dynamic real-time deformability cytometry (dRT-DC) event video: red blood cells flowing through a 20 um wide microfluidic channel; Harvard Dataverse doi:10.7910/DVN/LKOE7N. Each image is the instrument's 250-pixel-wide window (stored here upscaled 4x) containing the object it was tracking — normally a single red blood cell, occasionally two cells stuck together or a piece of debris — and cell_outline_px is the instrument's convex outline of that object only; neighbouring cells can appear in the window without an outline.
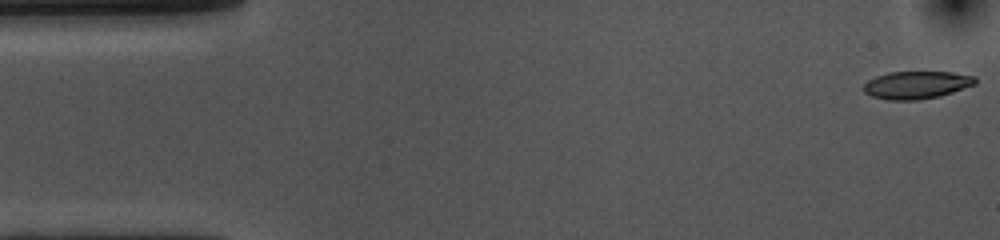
{"species": "common noctule bat (a hibernating species)", "species_latin": "Nyctalus noctula", "temperature_condition": "cold", "stored_images_in_passage": 54, "camera_frame_rate_fps": 3000, "um_per_image_px": 0.085, "animal": {"sex": "female", "body_mass_g": 10.0, "forearm_length_mm": 53.1}, "frame": {"image": 1, "passage_image": 1, "time_ms": 0.0, "image_size_px": [1000, 240], "cell_outline_px": [[976, 84], [940, 96], [920, 100], [888, 100], [872, 96], [864, 92], [864, 84], [868, 80], [876, 76], [888, 72], [952, 72], [976, 76]], "centroid_in_image_um": [77.91, 7.22], "position_along_channel_um": 7.1, "area_um2": 18.03}}
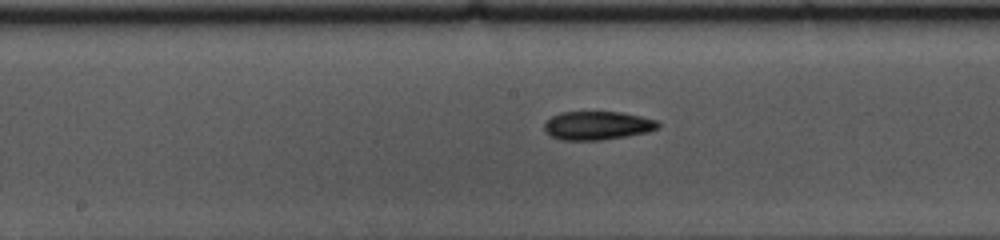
{"frame": {"image": 2, "passage_image": 26, "time_ms": 8.333, "image_size_px": [1000, 240], "cell_outline_px": [[660, 128], [648, 132], [628, 136], [600, 140], [564, 140], [552, 136], [544, 132], [544, 124], [552, 116], [560, 112], [624, 112], [656, 120], [660, 124]], "centroid_in_image_um": [50.8, 10.67], "position_along_channel_um": 197.4, "area_um2": 19.02}}
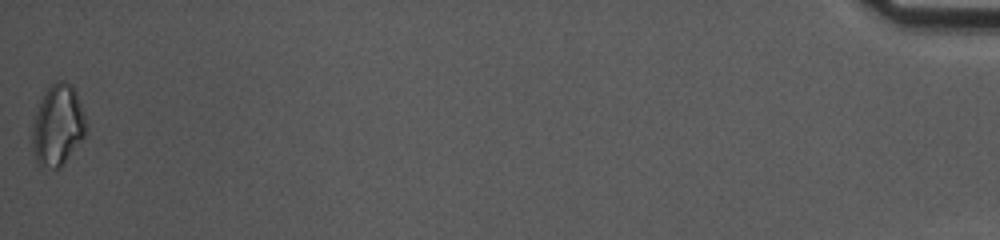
{"frame": {"image": 3, "passage_image": 54, "time_ms": 17.667, "image_size_px": [1000, 240], "cell_outline_px": [[84, 136], [60, 168], [52, 168], [36, 164], [32, 148], [32, 124], [40, 100], [44, 92], [56, 80], [64, 80], [72, 84], [76, 92], [84, 116]], "centroid_in_image_um": [4.86, 10.64], "position_along_channel_um": 430.3, "area_um2": 25.14}, "authors_computed_cell_mechanics": {"area_um2": 18.785, "velocity_mm_per_s": 3.6205, "shape_relaxation_time_tau1_ms": 4.4389, "shape_relaxation_time_tau2_ms": 5.3925, "deformation_change_tau1": 0.1214, "deformation_change_tau2": 0.1271}}